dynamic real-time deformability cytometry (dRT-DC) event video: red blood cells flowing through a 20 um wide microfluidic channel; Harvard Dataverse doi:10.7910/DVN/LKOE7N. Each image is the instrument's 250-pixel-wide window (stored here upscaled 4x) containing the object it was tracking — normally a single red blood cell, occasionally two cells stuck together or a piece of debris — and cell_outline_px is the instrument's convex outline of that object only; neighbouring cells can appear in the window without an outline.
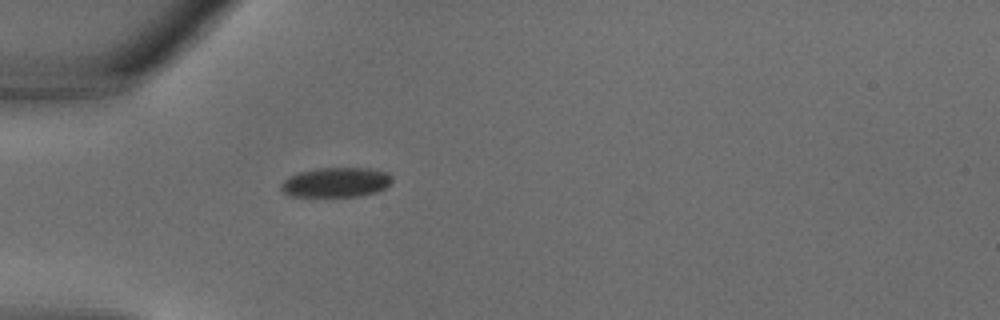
{"species": "common noctule bat (a hibernating species)", "species_latin": "Nyctalus noctula", "temperature_condition": "warm", "stored_images_in_passage": 25, "camera_frame_rate_fps": 3000, "um_per_image_px": 0.085, "animal": {"sex": "male", "body_mass_g": 18.8}, "frame": {"image": 1, "passage_image": 1, "time_ms": 0.0, "image_size_px": [1000, 320], "cell_outline_px": [[392, 180], [384, 188], [376, 192], [360, 196], [292, 196], [284, 192], [280, 188], [280, 184], [288, 176], [296, 172], [316, 168], [368, 168], [388, 172]], "centroid_in_image_um": [28.52, 15.48], "position_along_channel_um": 56.5, "area_um2": 19.25}}
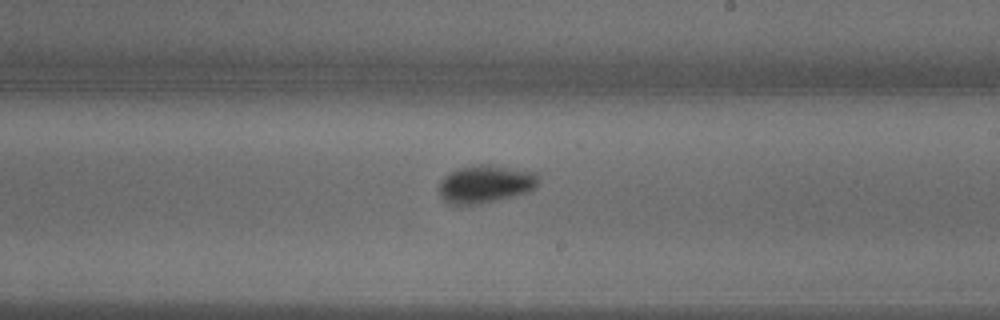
{"frame": {"image": 2, "passage_image": 11, "time_ms": 3.333, "image_size_px": [1000, 320], "cell_outline_px": [[540, 180], [536, 188], [532, 192], [516, 196], [480, 204], [448, 204], [440, 196], [440, 180], [444, 176], [456, 168], [480, 164], [492, 164], [536, 172], [540, 176]], "centroid_in_image_um": [41.32, 15.64], "position_along_channel_um": 247.7, "area_um2": 22.48}}
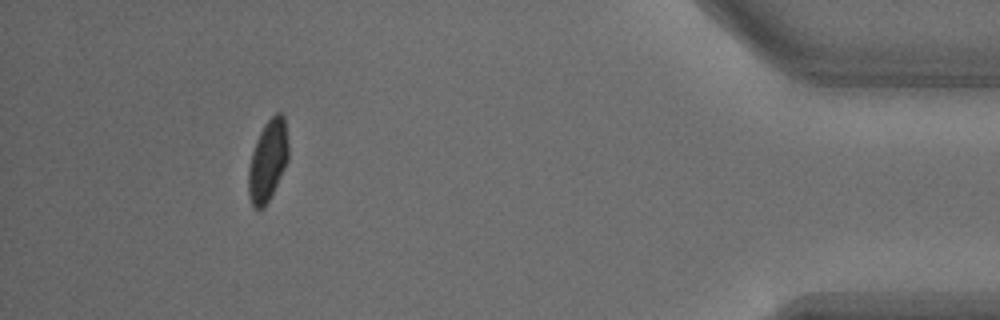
{"frame": {"image": 3, "passage_image": 22, "time_ms": 7.0, "image_size_px": [1000, 320], "cell_outline_px": [[288, 160], [264, 208], [252, 208], [248, 196], [248, 168], [252, 152], [256, 140], [264, 124], [276, 112], [280, 112], [284, 116], [288, 144]], "centroid_in_image_um": [22.74, 13.65], "position_along_channel_um": 412.5, "area_um2": 18.79}}